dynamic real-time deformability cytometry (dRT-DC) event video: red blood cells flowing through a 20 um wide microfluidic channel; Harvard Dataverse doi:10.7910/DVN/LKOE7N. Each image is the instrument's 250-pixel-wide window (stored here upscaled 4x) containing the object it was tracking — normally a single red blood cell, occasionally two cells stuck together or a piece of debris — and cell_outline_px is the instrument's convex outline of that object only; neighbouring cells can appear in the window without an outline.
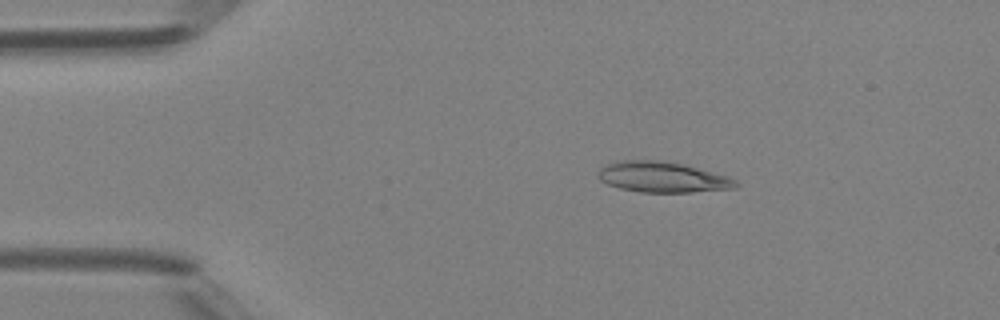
{"species": "Egyptian fruit bat (a non-hibernating species)", "species_latin": "Rousettus aegyptiacus", "temperature_condition": "room temperature", "stored_images_in_passage": 48, "camera_frame_rate_fps": 3000, "um_per_image_px": 0.085, "animal": {"sex": "female"}, "frame": {"image": 1, "passage_image": 9, "time_ms": 2.667, "image_size_px": [1000, 320], "cell_outline_px": [[740, 184], [736, 188], [692, 192], [640, 192], [620, 188], [608, 184], [600, 180], [596, 176], [600, 168], [604, 164], [620, 160], [664, 160], [728, 176], [736, 180]], "centroid_in_image_um": [56.28, 15.05], "position_along_channel_um": 28.7, "area_um2": 24.57}}
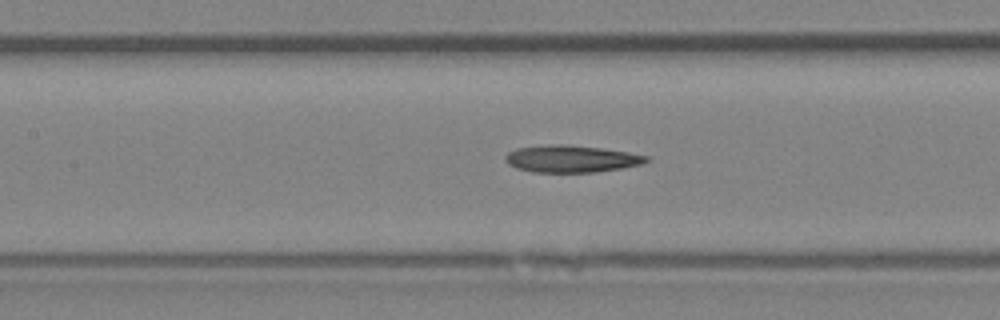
{"frame": {"image": 2, "passage_image": 22, "time_ms": 7.0, "image_size_px": [1000, 320], "cell_outline_px": [[652, 160], [644, 164], [624, 168], [596, 172], [532, 172], [516, 168], [508, 164], [504, 160], [504, 156], [508, 152], [516, 148], [548, 144], [568, 144], [600, 148], [628, 152], [652, 156]], "centroid_in_image_um": [48.61, 13.5], "position_along_channel_um": 158.8, "area_um2": 22.72}}
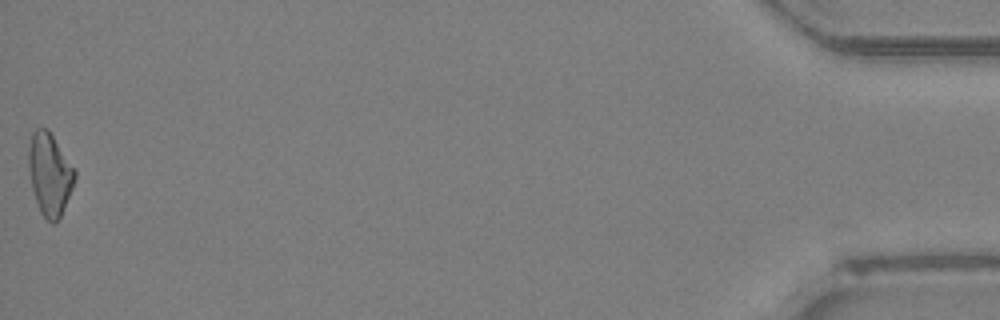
{"frame": {"image": 3, "passage_image": 48, "time_ms": 15.667, "image_size_px": [1000, 320], "cell_outline_px": [[76, 176], [72, 188], [60, 216], [56, 224], [52, 224], [40, 212], [32, 188], [28, 168], [28, 148], [32, 132], [36, 128], [48, 128], [76, 168]], "centroid_in_image_um": [4.23, 14.76], "position_along_channel_um": 431.0, "area_um2": 22.37}, "authors_computed_cell_mechanics": {"area_um2": 22.542, "velocity_mm_per_s": 4.3153, "shape_relaxation_time_tau1_ms": null, "shape_relaxation_time_tau2_ms": 10.8744, "deformation_change_tau1": null, "deformation_change_tau2": 0.2948}}